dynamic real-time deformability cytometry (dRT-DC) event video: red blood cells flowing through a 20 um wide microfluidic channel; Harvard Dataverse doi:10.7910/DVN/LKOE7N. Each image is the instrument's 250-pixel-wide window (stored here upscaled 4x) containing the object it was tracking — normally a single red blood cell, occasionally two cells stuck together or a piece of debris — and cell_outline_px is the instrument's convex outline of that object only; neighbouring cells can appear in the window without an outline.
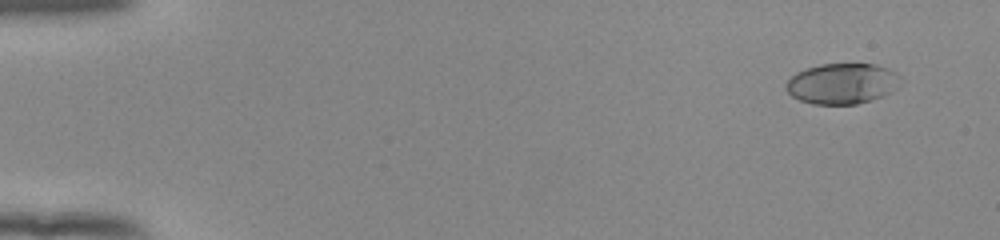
{"species": "human", "species_latin": "Homo sapiens", "temperature_condition": "room temperature", "stored_images_in_passage": 51, "camera_frame_rate_fps": 3000, "um_per_image_px": 0.085, "donor": {"sex": "female"}, "frame": {"image": 1, "passage_image": 1, "time_ms": 0.0, "image_size_px": [1000, 240], "cell_outline_px": [[904, 80], [892, 92], [884, 96], [872, 100], [856, 104], [812, 104], [800, 100], [792, 96], [784, 88], [784, 84], [796, 72], [804, 68], [820, 64], [876, 64], [888, 68], [896, 72]], "centroid_in_image_um": [71.6, 7.1], "position_along_channel_um": 13.4, "area_um2": 27.57}}
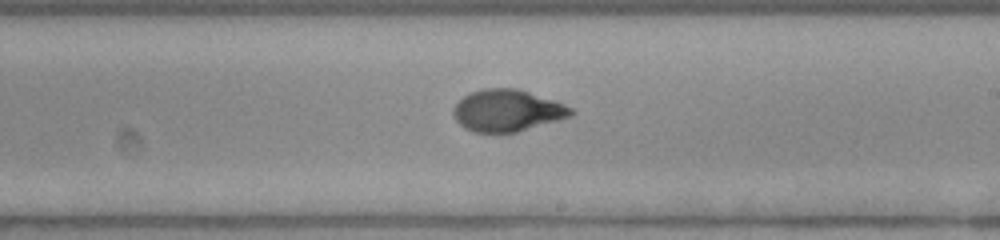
{"frame": {"image": 2, "passage_image": 30, "time_ms": 9.667, "image_size_px": [1000, 240], "cell_outline_px": [[576, 112], [572, 116], [560, 120], [516, 132], [472, 132], [464, 128], [456, 120], [452, 112], [452, 108], [464, 96], [472, 92], [484, 88], [516, 88], [556, 100], [572, 108]], "centroid_in_image_um": [43.14, 9.4], "position_along_channel_um": 245.9, "area_um2": 28.78}}
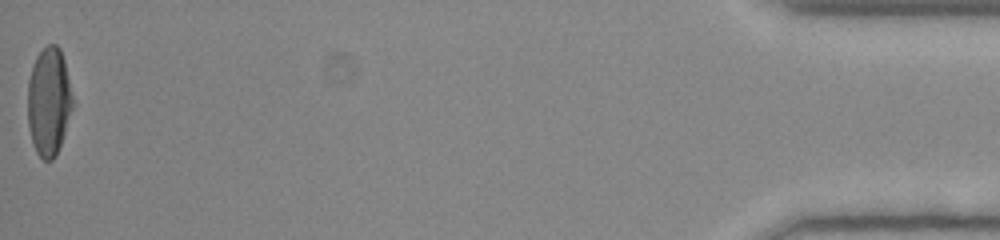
{"frame": {"image": 3, "passage_image": 51, "time_ms": 16.667, "image_size_px": [1000, 240], "cell_outline_px": [[72, 108], [56, 156], [52, 160], [44, 160], [36, 152], [32, 140], [28, 124], [28, 80], [32, 64], [36, 56], [48, 44], [56, 44], [60, 48], [64, 60], [72, 96]], "centroid_in_image_um": [4.13, 8.61], "position_along_channel_um": 431.1, "area_um2": 28.03}, "authors_computed_cell_mechanics": {"area_um2": 28.2642, "velocity_mm_per_s": 3.9238, "shape_relaxation_time_tau1_ms": 4.2184, "shape_relaxation_time_tau2_ms": 1.1731, "deformation_change_tau1": 0.2089, "deformation_change_tau2": 0.0425}}